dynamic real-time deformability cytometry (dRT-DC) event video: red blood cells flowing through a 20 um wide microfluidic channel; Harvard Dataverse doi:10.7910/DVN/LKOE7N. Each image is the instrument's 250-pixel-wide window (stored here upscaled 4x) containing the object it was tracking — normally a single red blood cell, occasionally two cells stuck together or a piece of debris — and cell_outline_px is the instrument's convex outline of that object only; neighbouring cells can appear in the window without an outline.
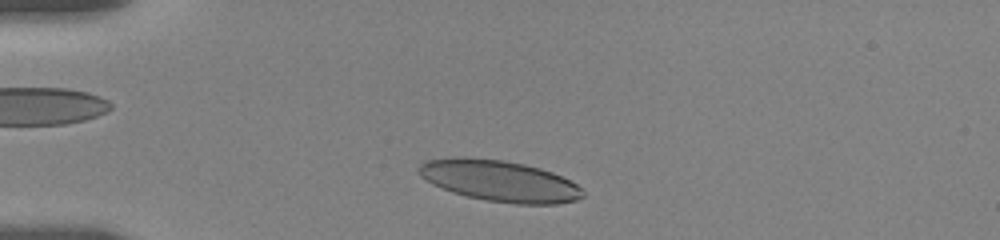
{"species": "human", "species_latin": "Homo sapiens", "temperature_condition": "room temperature", "stored_images_in_passage": 33, "camera_frame_rate_fps": 3000, "um_per_image_px": 0.085, "donor": {"sex": "female"}, "frame": {"image": 1, "passage_image": 3, "time_ms": 0.667, "image_size_px": [1000, 240], "cell_outline_px": [[584, 196], [576, 200], [556, 204], [516, 204], [488, 200], [468, 196], [452, 192], [432, 184], [420, 176], [416, 168], [420, 164], [428, 160], [456, 156], [460, 156], [504, 160], [524, 164], [540, 168], [552, 172], [576, 184], [584, 192]], "centroid_in_image_um": [42.43, 15.36], "position_along_channel_um": 42.6, "area_um2": 39.3}}
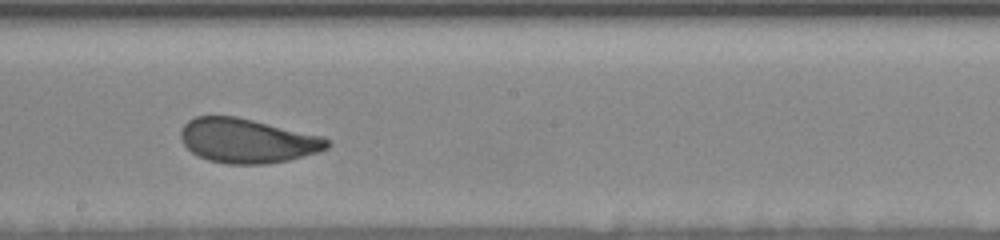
{"frame": {"image": 2, "passage_image": 18, "time_ms": 6.667, "image_size_px": [1000, 240], "cell_outline_px": [[332, 144], [328, 148], [316, 152], [288, 160], [264, 164], [228, 164], [208, 160], [192, 152], [184, 144], [180, 136], [180, 128], [188, 120], [196, 116], [236, 116], [324, 136]], "centroid_in_image_um": [21.02, 11.95], "position_along_channel_um": 227.2, "area_um2": 37.86}}
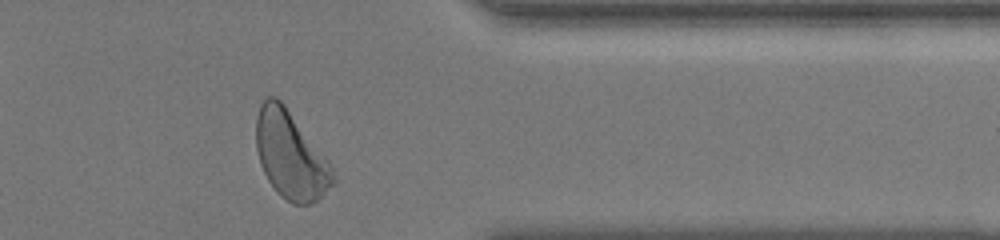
{"frame": {"image": 3, "passage_image": 30, "time_ms": 11.333, "image_size_px": [1000, 240], "cell_outline_px": [[336, 184], [316, 200], [308, 204], [292, 204], [276, 192], [268, 180], [260, 164], [256, 148], [256, 116], [260, 104], [268, 96], [276, 96], [284, 104], [328, 160], [336, 176]], "centroid_in_image_um": [24.7, 13.2], "position_along_channel_um": 386.7, "area_um2": 39.13}, "authors_computed_cell_mechanics": {"area_um2": 38.3792, "velocity_mm_per_s": 3.6042, "shape_relaxation_time_tau1_ms": 3.6654, "shape_relaxation_time_tau2_ms": null, "deformation_change_tau1": 0.1276, "deformation_change_tau2": null}}